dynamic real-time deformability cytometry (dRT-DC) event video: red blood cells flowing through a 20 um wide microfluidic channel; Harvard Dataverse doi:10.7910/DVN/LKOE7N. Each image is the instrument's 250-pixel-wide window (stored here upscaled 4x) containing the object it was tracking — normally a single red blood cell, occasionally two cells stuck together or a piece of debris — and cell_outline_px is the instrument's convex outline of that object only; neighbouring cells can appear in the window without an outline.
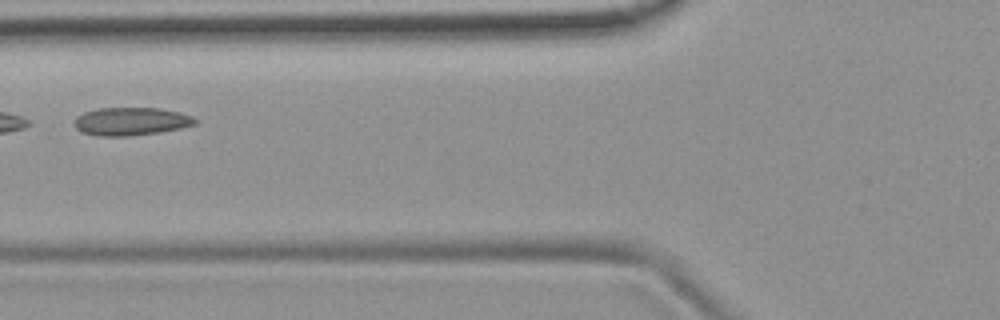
{"species": "common noctule bat (a hibernating species)", "species_latin": "Nyctalus noctula", "temperature_condition": "room temperature", "stored_images_in_passage": 4, "camera_frame_rate_fps": 3000, "um_per_image_px": 0.085, "animal": {"sex": "female", "body_mass_g": 19.9}, "frame": {"image": 1, "passage_image": 4, "time_ms": 4.333, "image_size_px": [1000, 320], "cell_outline_px": [[200, 120], [196, 124], [180, 128], [160, 132], [128, 136], [96, 136], [80, 132], [76, 128], [76, 116], [84, 112], [100, 108], [160, 108], [180, 112], [192, 116]], "centroid_in_image_um": [11.17, 10.32], "position_along_channel_um": 114.6, "area_um2": 19.83}}